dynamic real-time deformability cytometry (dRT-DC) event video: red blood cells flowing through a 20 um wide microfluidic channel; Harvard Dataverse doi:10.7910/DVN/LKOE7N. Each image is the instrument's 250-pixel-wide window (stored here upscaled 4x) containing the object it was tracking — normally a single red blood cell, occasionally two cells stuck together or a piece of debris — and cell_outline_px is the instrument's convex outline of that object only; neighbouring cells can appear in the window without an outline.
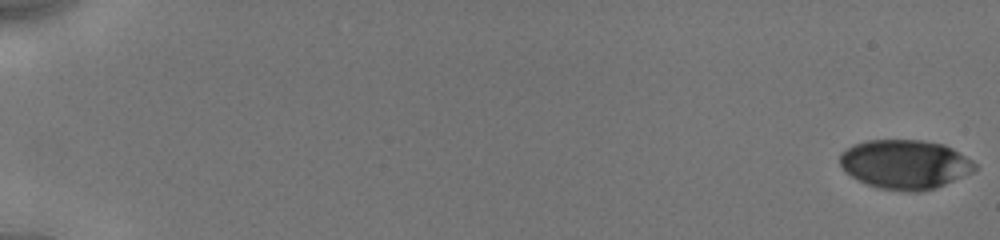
{"species": "human", "species_latin": "Homo sapiens", "temperature_condition": "cold", "stored_images_in_passage": 20, "camera_frame_rate_fps": 3000, "um_per_image_px": 0.085, "donor": {"sex": "male"}, "frame": {"image": 1, "passage_image": 1, "time_ms": 0.0, "image_size_px": [1000, 240], "cell_outline_px": [[976, 168], [972, 172], [936, 188], [920, 192], [904, 192], [880, 188], [868, 184], [852, 176], [840, 164], [840, 152], [852, 144], [868, 140], [924, 140], [944, 144], [952, 148], [972, 160], [976, 164]], "centroid_in_image_um": [76.93, 13.96], "position_along_channel_um": 8.1, "area_um2": 38.73}}